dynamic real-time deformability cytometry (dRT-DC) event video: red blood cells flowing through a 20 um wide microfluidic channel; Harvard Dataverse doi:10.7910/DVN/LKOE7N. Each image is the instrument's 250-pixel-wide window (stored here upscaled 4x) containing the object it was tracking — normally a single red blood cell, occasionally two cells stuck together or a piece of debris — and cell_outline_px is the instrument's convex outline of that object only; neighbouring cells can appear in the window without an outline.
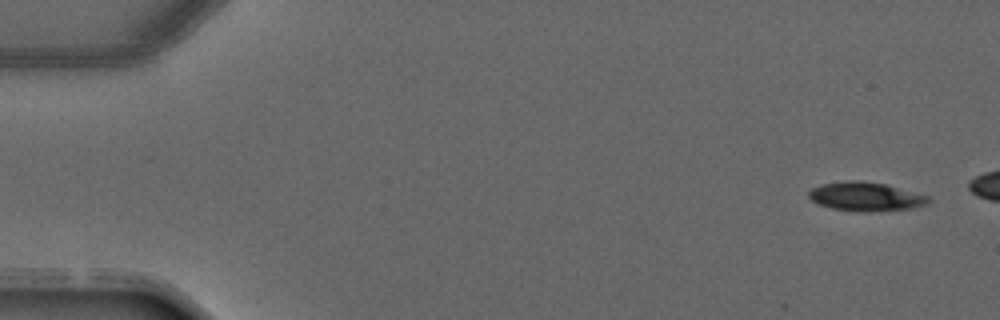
{"species": "common noctule bat (a hibernating species)", "species_latin": "Nyctalus noctula", "temperature_condition": "warm", "stored_images_in_passage": 4, "camera_frame_rate_fps": 3000, "um_per_image_px": 0.085, "animal": {"sex": "male", "forearm_length_mm": 52.5}, "frame": {"image": 1, "passage_image": 1, "time_ms": 0.0, "image_size_px": [1000, 320], "cell_outline_px": [[932, 200], [928, 204], [912, 208], [872, 212], [860, 212], [832, 208], [820, 204], [812, 200], [808, 196], [808, 192], [812, 188], [820, 184], [844, 180], [860, 180], [888, 184], [932, 196]], "centroid_in_image_um": [73.65, 16.7], "position_along_channel_um": 11.3, "area_um2": 20.63}}